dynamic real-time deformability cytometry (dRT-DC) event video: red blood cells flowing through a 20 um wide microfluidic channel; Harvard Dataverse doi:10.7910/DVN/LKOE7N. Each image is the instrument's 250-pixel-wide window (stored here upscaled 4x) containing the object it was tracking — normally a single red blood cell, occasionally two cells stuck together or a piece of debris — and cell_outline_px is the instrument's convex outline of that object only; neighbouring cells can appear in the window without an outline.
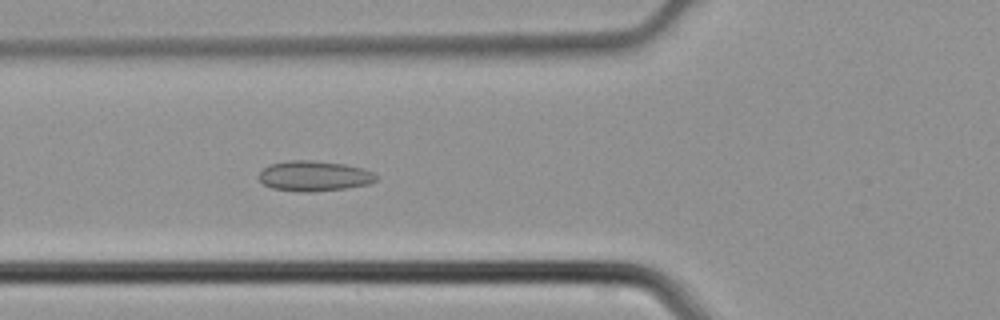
{"species": "common noctule bat (a hibernating species)", "species_latin": "Nyctalus noctula", "temperature_condition": "cold", "stored_images_in_passage": 45, "camera_frame_rate_fps": 3000, "um_per_image_px": 0.085, "animal": {"sex": "male", "body_mass_g": 21.5, "forearm_length_mm": 52.0}, "frame": {"image": 1, "passage_image": 16, "time_ms": 5.0, "image_size_px": [1000, 320], "cell_outline_px": [[376, 180], [368, 184], [348, 188], [308, 192], [300, 192], [272, 188], [264, 184], [260, 180], [260, 172], [268, 164], [288, 160], [312, 160], [344, 164], [364, 168], [372, 172], [376, 176]], "centroid_in_image_um": [26.7, 14.95], "position_along_channel_um": 99.1, "area_um2": 20.69}}
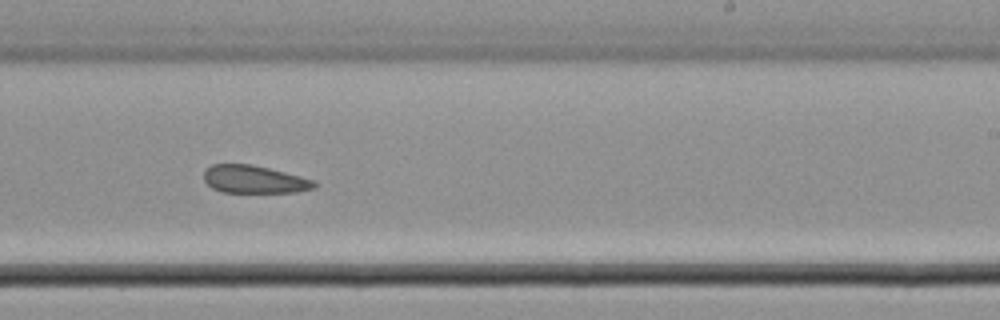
{"frame": {"image": 2, "passage_image": 27, "time_ms": 8.667, "image_size_px": [1000, 320], "cell_outline_px": [[316, 188], [296, 192], [220, 192], [212, 188], [204, 180], [204, 172], [212, 164], [252, 164], [316, 180]], "centroid_in_image_um": [21.62, 15.25], "position_along_channel_um": 267.4, "area_um2": 17.86}}
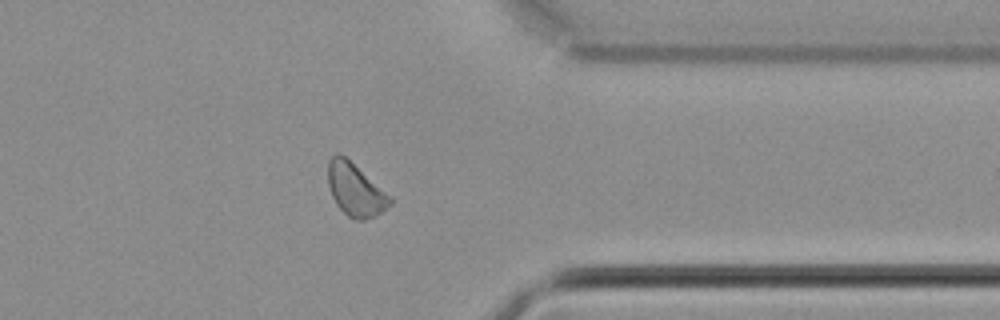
{"frame": {"image": 3, "passage_image": 35, "time_ms": 11.333, "image_size_px": [1000, 320], "cell_outline_px": [[392, 204], [376, 216], [364, 220], [356, 220], [348, 216], [336, 204], [332, 196], [328, 184], [328, 160], [336, 152], [340, 152], [392, 196]], "centroid_in_image_um": [30.21, 16.12], "position_along_channel_um": 381.2, "area_um2": 19.19}}